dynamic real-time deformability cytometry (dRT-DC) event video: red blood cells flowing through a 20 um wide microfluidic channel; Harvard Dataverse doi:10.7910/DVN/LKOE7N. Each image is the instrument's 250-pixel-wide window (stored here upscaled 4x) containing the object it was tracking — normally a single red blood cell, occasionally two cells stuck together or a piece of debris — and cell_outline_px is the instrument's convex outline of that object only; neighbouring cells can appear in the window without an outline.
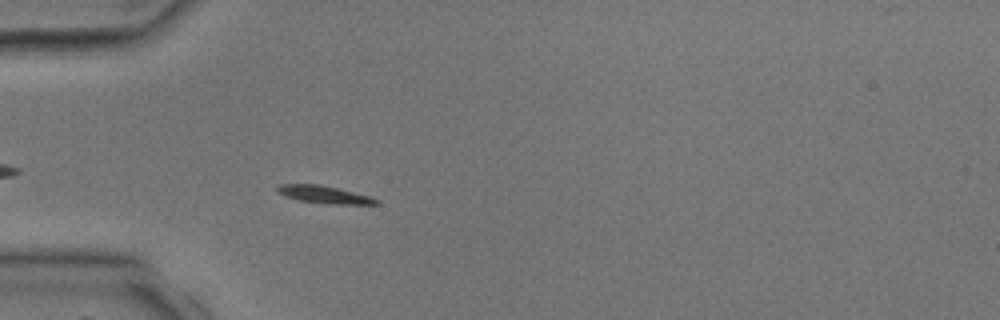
{"species": "common noctule bat (a hibernating species)", "species_latin": "Nyctalus noctula", "temperature_condition": "room temperature", "stored_images_in_passage": 3, "camera_frame_rate_fps": 3000, "um_per_image_px": 0.085, "animal": {"sex": "male", "body_mass_g": 17.9, "forearm_length_mm": 54.2}, "frame": {"image": 1, "passage_image": 3, "time_ms": 2.333, "image_size_px": [1000, 320], "cell_outline_px": [[380, 204], [332, 204], [300, 200], [284, 196], [276, 192], [276, 188], [280, 184], [320, 184], [372, 196], [380, 200]], "centroid_in_image_um": [27.59, 16.53], "position_along_channel_um": 57.4, "area_um2": 10.17}}